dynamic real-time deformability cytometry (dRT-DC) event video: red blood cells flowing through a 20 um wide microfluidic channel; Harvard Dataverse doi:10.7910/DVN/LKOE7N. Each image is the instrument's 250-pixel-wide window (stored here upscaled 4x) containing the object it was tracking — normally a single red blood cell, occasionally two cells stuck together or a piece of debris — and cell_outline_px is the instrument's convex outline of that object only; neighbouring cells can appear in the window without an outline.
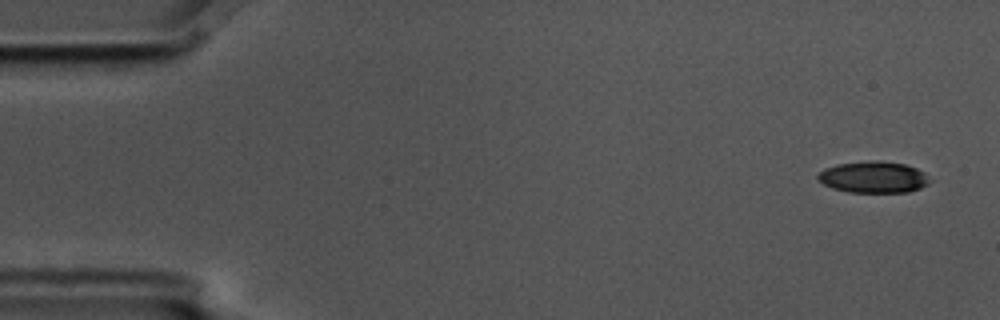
{"species": "common noctule bat (a hibernating species)", "species_latin": "Nyctalus noctula", "temperature_condition": "cold", "stored_images_in_passage": 5, "camera_frame_rate_fps": 3000, "um_per_image_px": 0.085, "animal": {"sex": "male", "body_mass_g": 17.5, "forearm_length_mm": 52.3}, "frame": {"image": 1, "passage_image": 1, "time_ms": 0.0, "image_size_px": [1000, 320], "cell_outline_px": [[928, 184], [920, 188], [908, 192], [848, 192], [832, 188], [816, 180], [816, 176], [824, 168], [836, 164], [872, 160], [880, 160], [904, 164], [916, 168], [924, 172], [928, 180]], "centroid_in_image_um": [74.19, 15.05], "position_along_channel_um": 10.8, "area_um2": 20.58}}
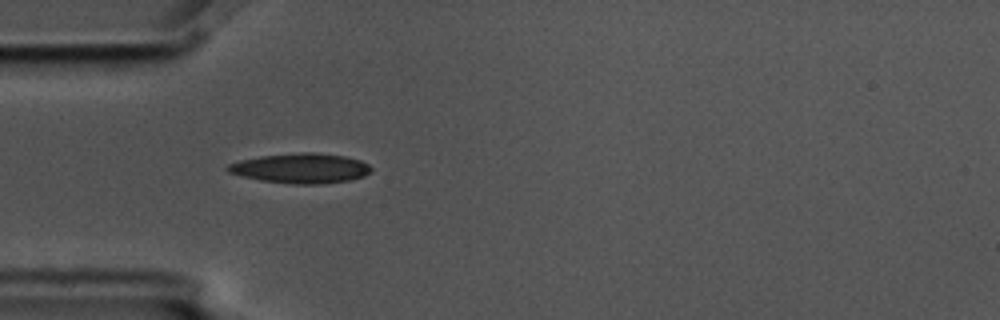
{"frame": {"image": 2, "passage_image": 5, "time_ms": 1.333, "image_size_px": [1000, 320], "cell_outline_px": [[372, 172], [364, 176], [348, 180], [316, 184], [292, 184], [260, 180], [228, 172], [224, 168], [228, 164], [240, 160], [260, 156], [300, 152], [312, 152], [344, 156], [360, 160], [368, 164], [372, 168]], "centroid_in_image_um": [25.56, 14.29], "position_along_channel_um": 59.4, "area_um2": 24.91}}